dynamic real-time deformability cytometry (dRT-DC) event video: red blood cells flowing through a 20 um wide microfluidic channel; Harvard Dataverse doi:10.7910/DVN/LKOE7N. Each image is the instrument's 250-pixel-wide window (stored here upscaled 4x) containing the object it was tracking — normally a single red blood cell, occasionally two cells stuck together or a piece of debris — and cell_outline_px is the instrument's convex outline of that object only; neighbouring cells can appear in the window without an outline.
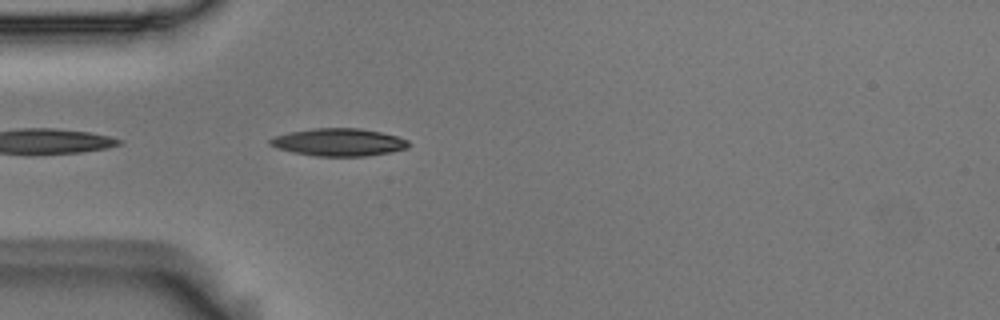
{"species": "Egyptian fruit bat (a non-hibernating species)", "species_latin": "Rousettus aegyptiacus", "temperature_condition": "room temperature", "stored_images_in_passage": 8, "camera_frame_rate_fps": 3000, "um_per_image_px": 0.085, "animal": {"sex": "male"}, "frame": {"image": 1, "passage_image": 1, "time_ms": 0.0, "image_size_px": [1000, 320], "cell_outline_px": [[408, 148], [392, 152], [364, 156], [316, 156], [292, 152], [276, 148], [268, 144], [268, 140], [272, 136], [288, 132], [312, 128], [360, 128], [380, 132], [396, 136], [408, 140]], "centroid_in_image_um": [28.74, 12.08], "position_along_channel_um": 56.3, "area_um2": 22.43}}
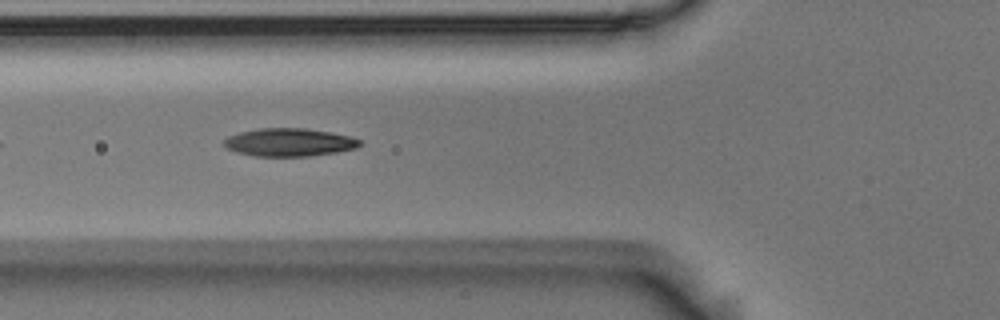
{"frame": {"image": 2, "passage_image": 5, "time_ms": 1.333, "image_size_px": [1000, 320], "cell_outline_px": [[360, 144], [356, 148], [336, 152], [308, 156], [256, 156], [236, 152], [228, 148], [224, 144], [224, 140], [228, 136], [240, 132], [260, 128], [304, 128], [328, 132], [348, 136], [360, 140]], "centroid_in_image_um": [24.55, 12.09], "position_along_channel_um": 101.2, "area_um2": 21.85}}
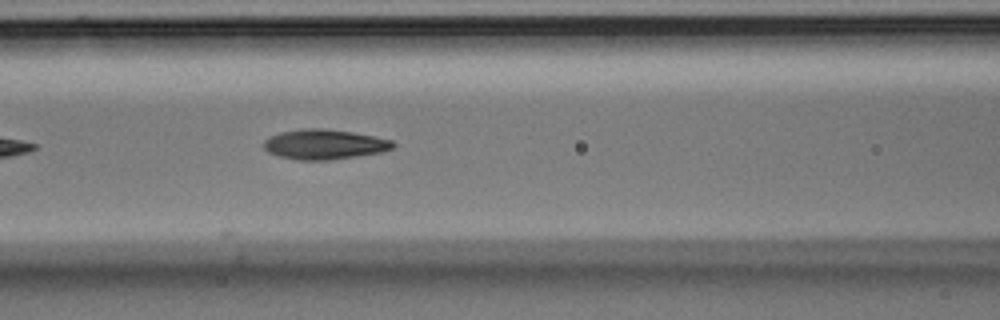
{"frame": {"image": 3, "passage_image": 8, "time_ms": 2.333, "image_size_px": [1000, 320], "cell_outline_px": [[396, 144], [392, 148], [380, 152], [332, 160], [300, 160], [280, 156], [268, 152], [264, 148], [264, 140], [280, 132], [308, 128], [320, 128], [352, 132], [392, 140]], "centroid_in_image_um": [27.57, 12.27], "position_along_channel_um": 139.0, "area_um2": 22.25}}